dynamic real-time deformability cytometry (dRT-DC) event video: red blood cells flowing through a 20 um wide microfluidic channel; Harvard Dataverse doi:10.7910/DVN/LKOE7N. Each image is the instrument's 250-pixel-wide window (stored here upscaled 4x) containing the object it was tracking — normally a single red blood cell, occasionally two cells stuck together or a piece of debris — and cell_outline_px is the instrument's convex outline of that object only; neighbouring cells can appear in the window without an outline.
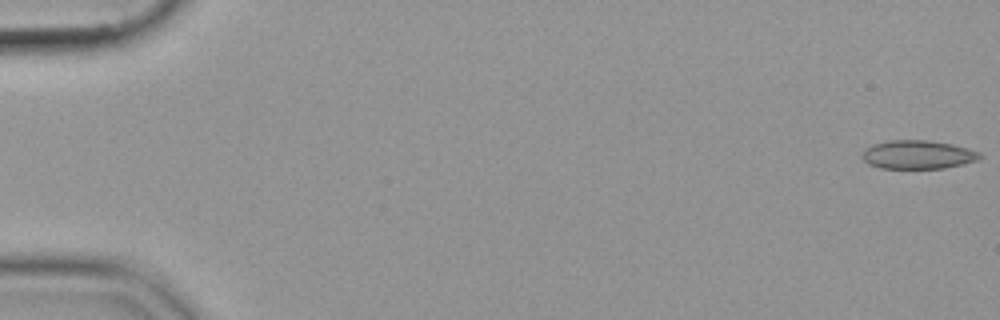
{"species": "common noctule bat (a hibernating species)", "species_latin": "Nyctalus noctula", "temperature_condition": "cold", "stored_images_in_passage": 55, "camera_frame_rate_fps": 3000, "um_per_image_px": 0.085, "animal": {"sex": "female", "body_mass_g": 19.9}, "frame": {"image": 1, "passage_image": 1, "time_ms": 0.0, "image_size_px": [1000, 320], "cell_outline_px": [[984, 156], [976, 160], [964, 164], [944, 168], [880, 168], [868, 164], [864, 160], [860, 152], [864, 148], [872, 144], [888, 140], [928, 140], [952, 144], [968, 148], [980, 152]], "centroid_in_image_um": [77.99, 13.14], "position_along_channel_um": 7.0, "area_um2": 19.83}}
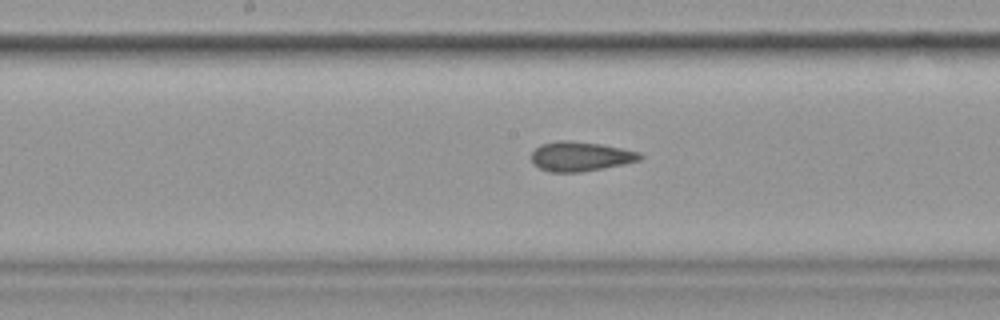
{"frame": {"image": 2, "passage_image": 29, "time_ms": 9.333, "image_size_px": [1000, 320], "cell_outline_px": [[644, 156], [640, 160], [624, 164], [580, 172], [548, 172], [532, 164], [532, 152], [540, 144], [556, 140], [568, 140], [600, 144], [640, 152]], "centroid_in_image_um": [49.31, 13.29], "position_along_channel_um": 198.9, "area_um2": 18.73}}
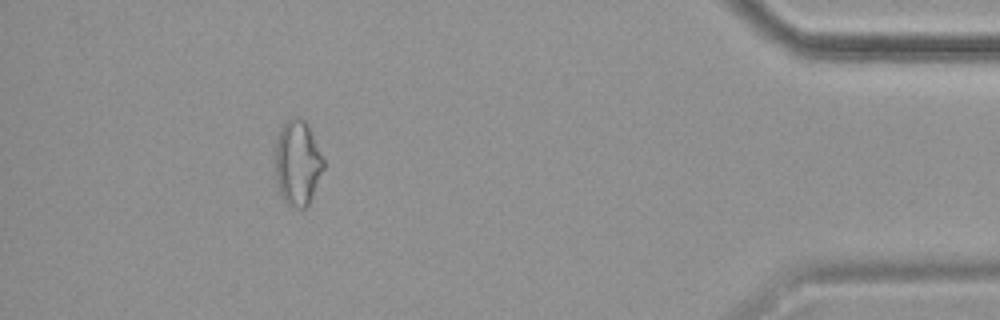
{"frame": {"image": 3, "passage_image": 50, "time_ms": 16.333, "image_size_px": [1000, 320], "cell_outline_px": [[324, 168], [312, 196], [308, 204], [304, 208], [296, 208], [288, 204], [280, 196], [276, 184], [272, 148], [276, 136], [284, 124], [288, 120], [300, 116], [308, 124], [324, 160]], "centroid_in_image_um": [25.23, 13.83], "position_along_channel_um": 410.0, "area_um2": 24.57}}